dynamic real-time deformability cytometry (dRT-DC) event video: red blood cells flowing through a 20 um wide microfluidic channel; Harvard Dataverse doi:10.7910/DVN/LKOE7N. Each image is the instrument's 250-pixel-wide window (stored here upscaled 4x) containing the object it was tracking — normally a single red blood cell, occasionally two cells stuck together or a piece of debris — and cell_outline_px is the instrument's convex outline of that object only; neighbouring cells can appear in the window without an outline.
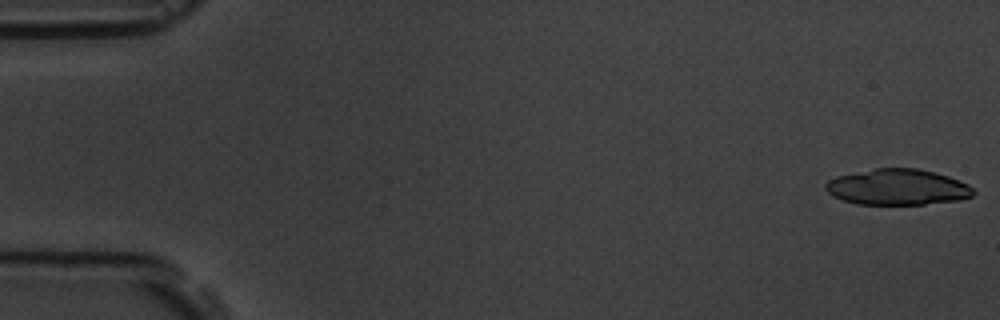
{"species": "common noctule bat (a hibernating species)", "species_latin": "Nyctalus noctula", "temperature_condition": "room temperature", "stored_images_in_passage": 7, "camera_frame_rate_fps": 3000, "um_per_image_px": 0.085, "animal": {"sex": "male", "body_mass_g": 19.5, "forearm_length_mm": 54.6}, "frame": {"image": 1, "passage_image": 1, "time_ms": 0.0, "image_size_px": [1000, 320], "cell_outline_px": [[976, 192], [972, 196], [960, 200], [924, 204], [856, 204], [832, 196], [824, 188], [824, 184], [828, 180], [836, 176], [876, 168], [916, 168], [936, 172], [948, 176], [968, 184]], "centroid_in_image_um": [76.29, 15.9], "position_along_channel_um": 8.7, "area_um2": 30.98}}
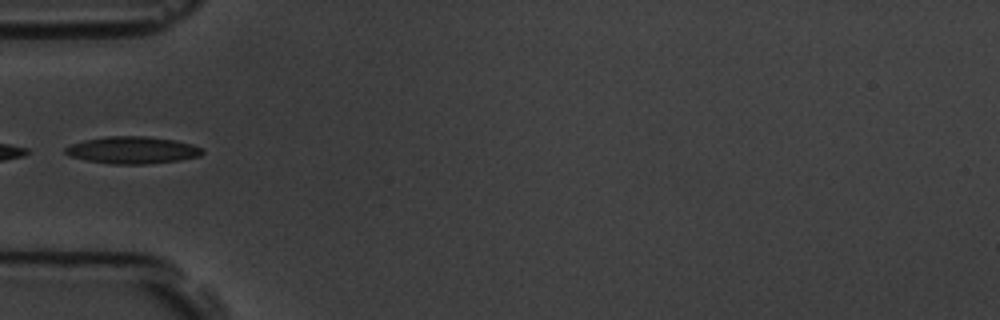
{"frame": {"image": 2, "passage_image": 6, "time_ms": 5.667, "image_size_px": [1000, 320], "cell_outline_px": [[204, 152], [200, 156], [180, 160], [148, 164], [112, 164], [88, 160], [68, 156], [64, 152], [64, 148], [72, 144], [84, 140], [104, 136], [144, 136], [176, 140], [192, 144], [204, 148]], "centroid_in_image_um": [11.28, 12.76], "position_along_channel_um": 73.7, "area_um2": 21.79}}
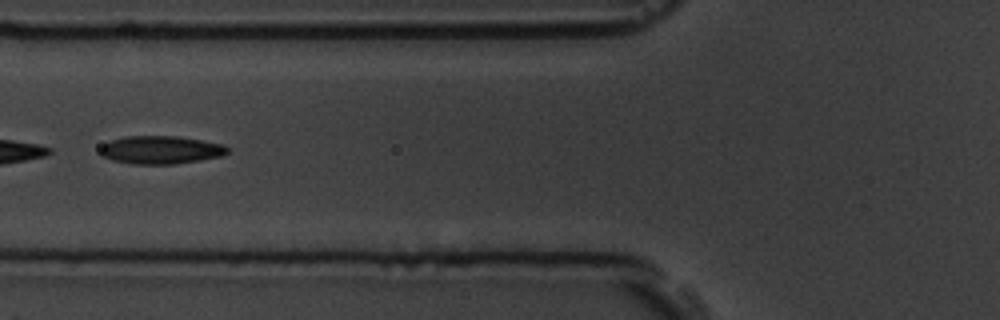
{"frame": {"image": 3, "passage_image": 7, "time_ms": 6.667, "image_size_px": [1000, 320], "cell_outline_px": [[228, 152], [224, 156], [200, 160], [172, 164], [132, 164], [112, 160], [100, 156], [100, 148], [108, 140], [124, 136], [176, 136], [224, 144], [228, 148]], "centroid_in_image_um": [13.63, 12.74], "position_along_channel_um": 112.2, "area_um2": 20.98}}